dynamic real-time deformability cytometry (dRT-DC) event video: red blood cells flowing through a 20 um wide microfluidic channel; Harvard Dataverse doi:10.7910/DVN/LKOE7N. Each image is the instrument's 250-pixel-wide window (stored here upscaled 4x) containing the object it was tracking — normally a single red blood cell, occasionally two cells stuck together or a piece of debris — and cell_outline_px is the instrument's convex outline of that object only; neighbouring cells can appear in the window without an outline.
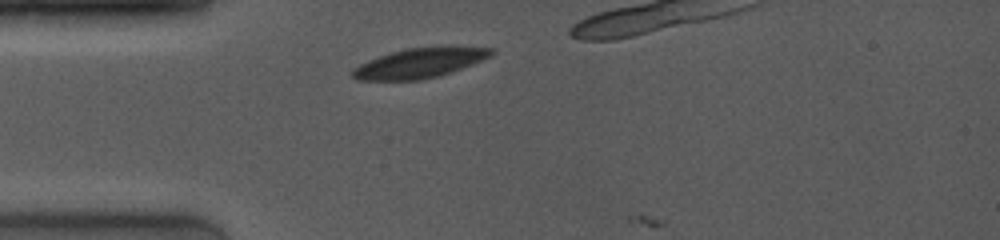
{"species": "common noctule bat (a hibernating species)", "species_latin": "Nyctalus noctula", "temperature_condition": "room temperature", "stored_images_in_passage": 3, "camera_frame_rate_fps": 4000, "um_per_image_px": 0.085, "animal": {"sex": "female", "body_mass_g": 19.0, "forearm_length_mm": 53.3}, "frame": {"image": 1, "passage_image": 2, "time_ms": 0.75, "image_size_px": [1000, 240], "cell_outline_px": [[496, 52], [492, 56], [472, 64], [440, 76], [420, 80], [356, 80], [352, 76], [352, 68], [368, 60], [392, 52], [408, 48], [496, 48]], "centroid_in_image_um": [35.63, 5.39], "position_along_channel_um": 49.4, "area_um2": 23.52}}